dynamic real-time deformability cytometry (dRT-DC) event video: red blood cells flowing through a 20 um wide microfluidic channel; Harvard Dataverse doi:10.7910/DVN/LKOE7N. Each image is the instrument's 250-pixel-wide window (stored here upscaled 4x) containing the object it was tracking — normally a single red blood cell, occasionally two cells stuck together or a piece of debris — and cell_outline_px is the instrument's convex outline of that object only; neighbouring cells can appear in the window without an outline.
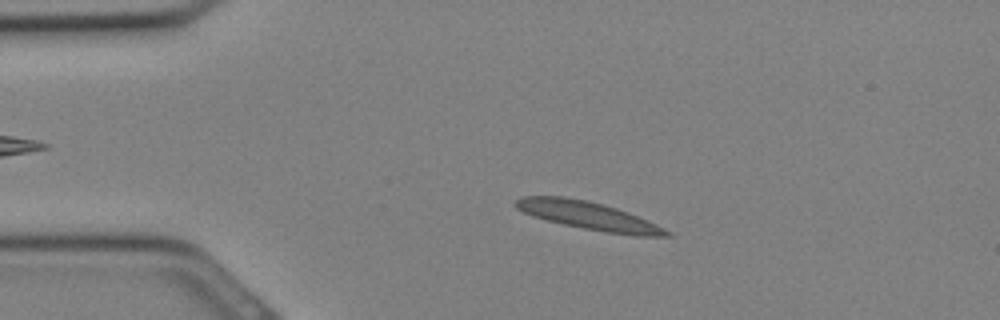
{"species": "Egyptian fruit bat (a non-hibernating species)", "species_latin": "Rousettus aegyptiacus", "temperature_condition": "cold", "stored_images_in_passage": 29, "camera_frame_rate_fps": 3000, "um_per_image_px": 0.085, "animal": {"sex": "female"}, "frame": {"image": 1, "passage_image": 4, "time_ms": 1.0, "image_size_px": [1000, 320], "cell_outline_px": [[672, 236], [636, 236], [604, 232], [564, 224], [532, 216], [516, 208], [516, 200], [524, 196], [564, 196], [588, 200], [604, 204], [628, 212], [648, 220], [672, 232]], "centroid_in_image_um": [50.07, 18.33], "position_along_channel_um": 34.9, "area_um2": 24.51}}
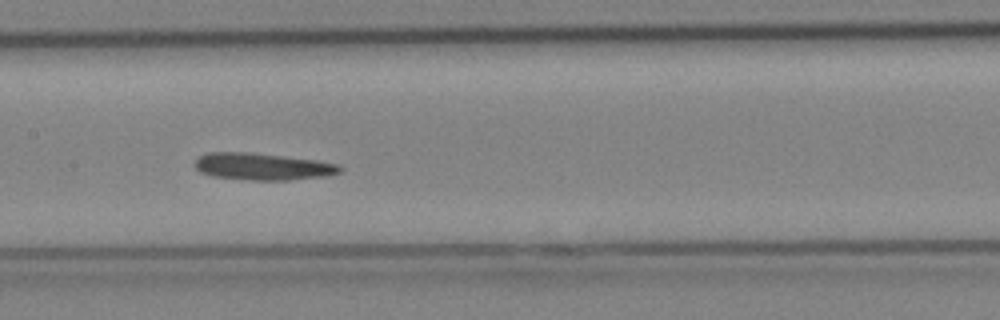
{"frame": {"image": 2, "passage_image": 13, "time_ms": 4.0, "image_size_px": [1000, 320], "cell_outline_px": [[344, 168], [340, 172], [328, 176], [288, 180], [252, 180], [212, 176], [200, 172], [196, 168], [196, 160], [200, 156], [208, 152], [248, 152], [316, 160], [340, 164]], "centroid_in_image_um": [22.37, 14.16], "position_along_channel_um": 185.0, "area_um2": 22.77}}
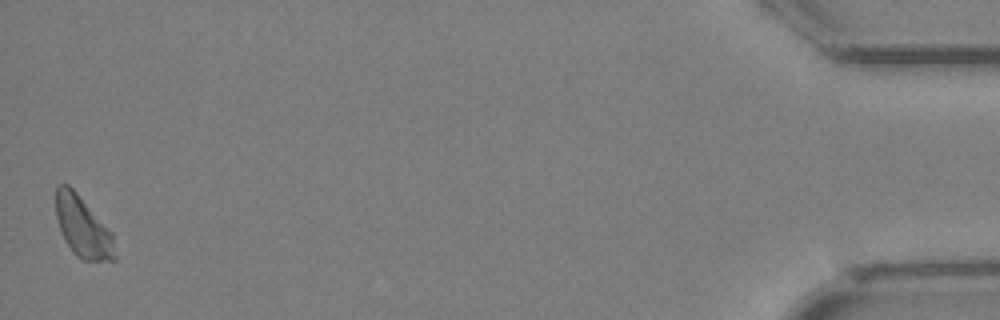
{"frame": {"image": 3, "passage_image": 29, "time_ms": 9.333, "image_size_px": [1000, 320], "cell_outline_px": [[116, 260], [84, 260], [76, 256], [72, 252], [64, 240], [56, 216], [56, 184], [68, 184], [76, 192], [112, 232], [116, 256]], "centroid_in_image_um": [7.03, 19.3], "position_along_channel_um": 428.2, "area_um2": 20.75}}